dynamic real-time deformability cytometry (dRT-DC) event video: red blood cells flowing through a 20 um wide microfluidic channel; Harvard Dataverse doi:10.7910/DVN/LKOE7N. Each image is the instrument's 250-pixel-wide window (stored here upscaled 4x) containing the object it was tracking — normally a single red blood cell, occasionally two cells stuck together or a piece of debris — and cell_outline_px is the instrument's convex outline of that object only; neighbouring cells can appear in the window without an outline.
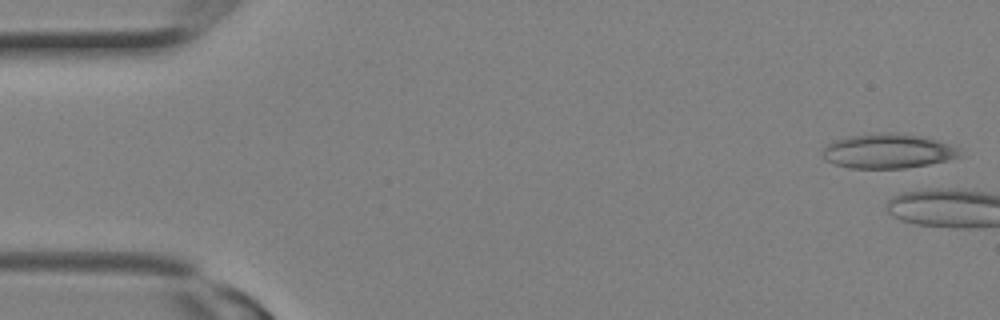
{"species": "Egyptian fruit bat (a non-hibernating species)", "species_latin": "Rousettus aegyptiacus", "temperature_condition": "room temperature", "stored_images_in_passage": 3, "segment_of_instrument_passage": [2, 2], "camera_frame_rate_fps": 3000, "um_per_image_px": 0.085, "animal": {"sex": "female"}, "frame": {"image": 1, "passage_image": 3, "time_ms": 0.667, "image_size_px": [1000, 320], "cell_outline_px": [[964, 156], [948, 160], [928, 164], [904, 168], [848, 168], [832, 164], [824, 160], [824, 148], [828, 144], [836, 140], [848, 136], [880, 132], [888, 132], [920, 136], [936, 140], [960, 148]], "centroid_in_image_um": [75.49, 12.85], "position_along_channel_um": 9.5, "area_um2": 27.69}}